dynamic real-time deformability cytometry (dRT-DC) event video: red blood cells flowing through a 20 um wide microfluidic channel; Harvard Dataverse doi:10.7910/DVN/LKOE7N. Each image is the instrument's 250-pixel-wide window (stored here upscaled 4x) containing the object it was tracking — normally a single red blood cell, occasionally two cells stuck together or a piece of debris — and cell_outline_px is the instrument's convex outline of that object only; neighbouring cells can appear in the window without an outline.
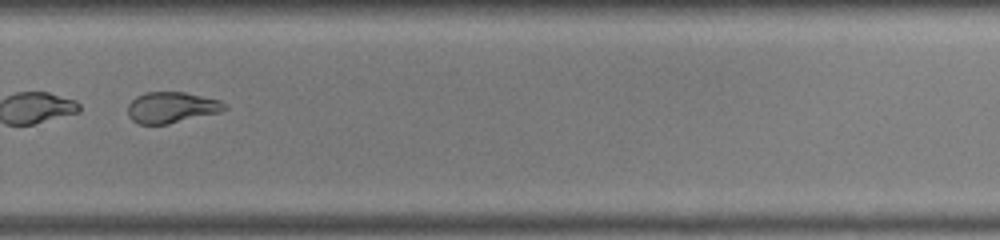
{"species": "common noctule bat (a hibernating species)", "species_latin": "Nyctalus noctula", "temperature_condition": "warm", "stored_images_in_passage": 44, "segment_of_instrument_passage": [2, 2], "camera_frame_rate_fps": 3000, "um_per_image_px": 0.085, "animal": {"sex": "male", "body_mass_g": 19.0, "forearm_length_mm": 50.8}, "frame": {"image": 1, "passage_image": 32, "time_ms": 10.333, "image_size_px": [1000, 240], "cell_outline_px": [[228, 108], [220, 112], [168, 124], [140, 124], [132, 120], [128, 116], [128, 104], [136, 96], [144, 92], [184, 92], [220, 100], [228, 104]], "centroid_in_image_um": [14.59, 9.13], "position_along_channel_um": 315.2, "area_um2": 17.57}}